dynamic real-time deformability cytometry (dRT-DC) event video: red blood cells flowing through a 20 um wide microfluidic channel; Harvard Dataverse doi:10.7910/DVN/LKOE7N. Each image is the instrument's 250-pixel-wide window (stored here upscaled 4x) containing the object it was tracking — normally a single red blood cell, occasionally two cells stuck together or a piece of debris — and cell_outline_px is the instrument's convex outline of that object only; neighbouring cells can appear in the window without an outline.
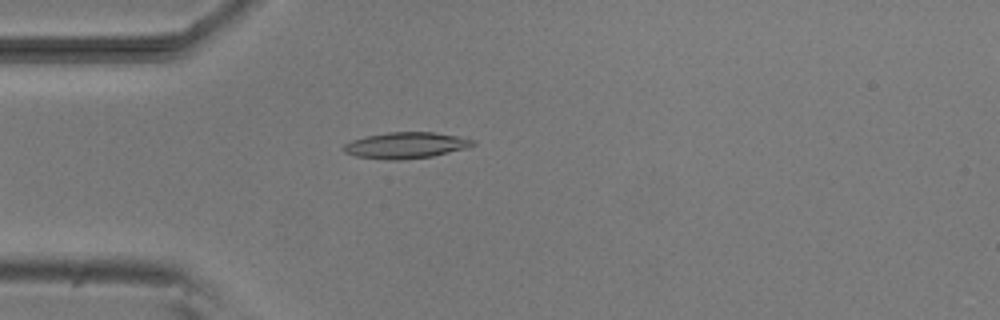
{"species": "common noctule bat (a hibernating species)", "species_latin": "Nyctalus noctula", "temperature_condition": "room temperature", "stored_images_in_passage": 44, "camera_frame_rate_fps": 3000, "um_per_image_px": 0.085, "animal": {"sex": "male", "body_mass_g": 20.5, "forearm_length_mm": 52.5}, "frame": {"image": 1, "passage_image": 6, "time_ms": 1.667, "image_size_px": [1000, 320], "cell_outline_px": [[476, 144], [464, 148], [432, 156], [400, 160], [388, 160], [356, 156], [344, 152], [340, 148], [344, 144], [352, 140], [364, 136], [388, 132], [432, 132], [456, 136], [476, 140]], "centroid_in_image_um": [34.44, 12.35], "position_along_channel_um": 50.6, "area_um2": 19.65}}
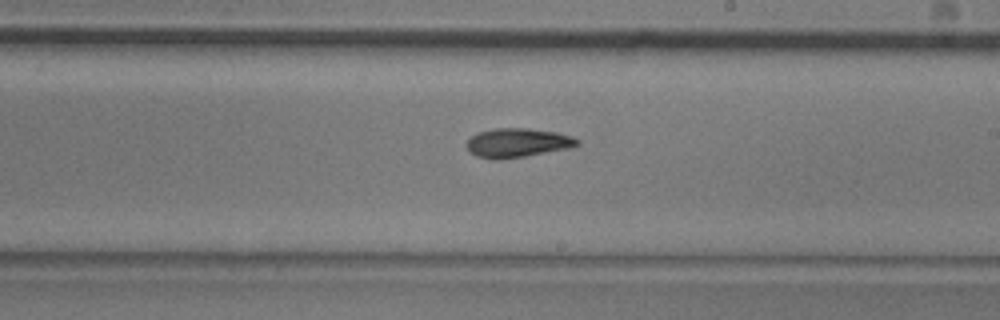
{"frame": {"image": 2, "passage_image": 22, "time_ms": 7.0, "image_size_px": [1000, 320], "cell_outline_px": [[580, 144], [568, 148], [524, 156], [500, 160], [492, 160], [476, 156], [468, 152], [464, 144], [476, 132], [496, 128], [528, 128], [556, 132], [572, 136], [580, 140]], "centroid_in_image_um": [43.93, 12.14], "position_along_channel_um": 245.1, "area_um2": 18.96}}
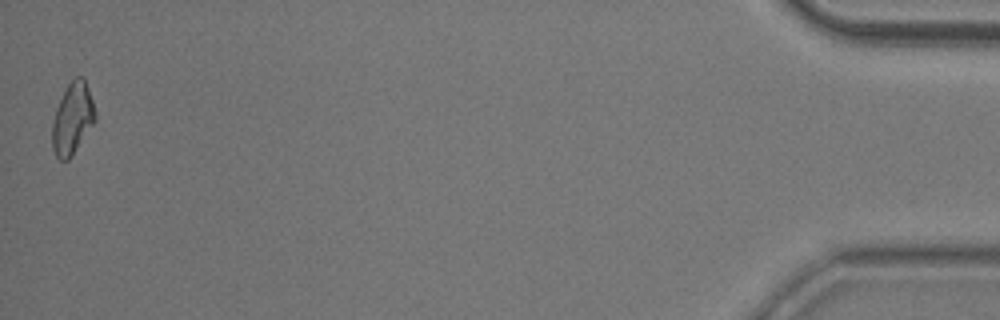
{"frame": {"image": 3, "passage_image": 44, "time_ms": 14.333, "image_size_px": [1000, 320], "cell_outline_px": [[96, 120], [72, 156], [68, 160], [60, 160], [56, 156], [52, 148], [52, 124], [56, 108], [68, 84], [76, 76], [84, 76], [96, 112]], "centroid_in_image_um": [6.17, 10.09], "position_along_channel_um": 429.0, "area_um2": 17.86}, "authors_computed_cell_mechanics": {"area_um2": 18.1203, "velocity_mm_per_s": 3.8036, "shape_relaxation_time_tau1_ms": 6.9722, "shape_relaxation_time_tau2_ms": 7.5933, "deformation_change_tau1": 0.1789, "deformation_change_tau2": 0.1676}}